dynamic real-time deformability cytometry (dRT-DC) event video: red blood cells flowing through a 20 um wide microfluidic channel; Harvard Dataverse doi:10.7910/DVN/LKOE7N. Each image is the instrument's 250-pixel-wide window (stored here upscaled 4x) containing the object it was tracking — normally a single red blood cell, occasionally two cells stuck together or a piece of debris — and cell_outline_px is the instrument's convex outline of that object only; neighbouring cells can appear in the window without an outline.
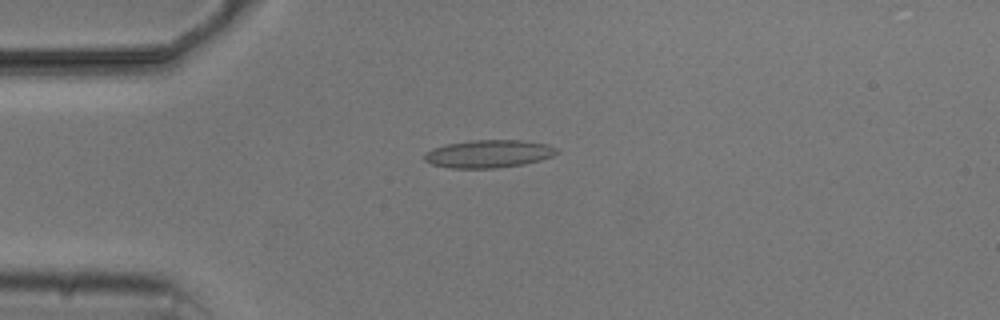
{"species": "common noctule bat (a hibernating species)", "species_latin": "Nyctalus noctula", "temperature_condition": "cold", "stored_images_in_passage": 6, "camera_frame_rate_fps": 3000, "um_per_image_px": 0.085, "animal": {"sex": "male", "body_mass_g": 20.5, "forearm_length_mm": 52.5}, "frame": {"image": 1, "passage_image": 4, "time_ms": 3.333, "image_size_px": [1000, 320], "cell_outline_px": [[560, 152], [552, 156], [540, 160], [524, 164], [496, 168], [452, 168], [432, 164], [424, 160], [424, 156], [432, 148], [448, 144], [468, 140], [520, 140], [548, 144], [556, 148]], "centroid_in_image_um": [41.56, 13.07], "position_along_channel_um": 43.4, "area_um2": 21.39}}
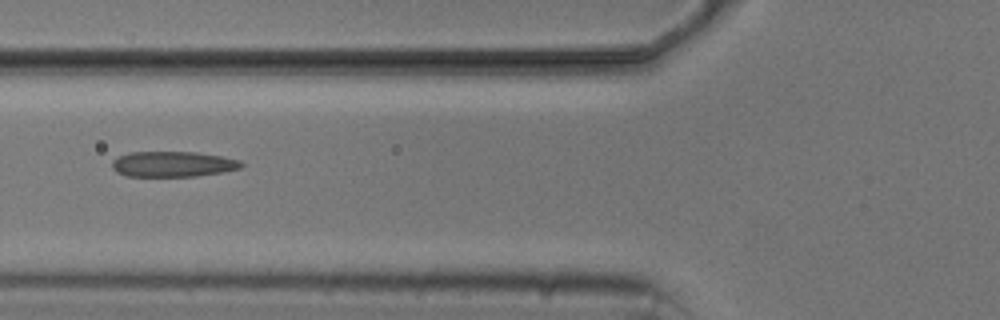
{"frame": {"image": 2, "passage_image": 6, "time_ms": 5.667, "image_size_px": [1000, 320], "cell_outline_px": [[244, 164], [240, 168], [224, 172], [196, 176], [124, 176], [116, 172], [112, 168], [112, 160], [128, 152], [196, 152], [220, 156], [240, 160]], "centroid_in_image_um": [14.68, 13.95], "position_along_channel_um": 111.1, "area_um2": 19.25}}